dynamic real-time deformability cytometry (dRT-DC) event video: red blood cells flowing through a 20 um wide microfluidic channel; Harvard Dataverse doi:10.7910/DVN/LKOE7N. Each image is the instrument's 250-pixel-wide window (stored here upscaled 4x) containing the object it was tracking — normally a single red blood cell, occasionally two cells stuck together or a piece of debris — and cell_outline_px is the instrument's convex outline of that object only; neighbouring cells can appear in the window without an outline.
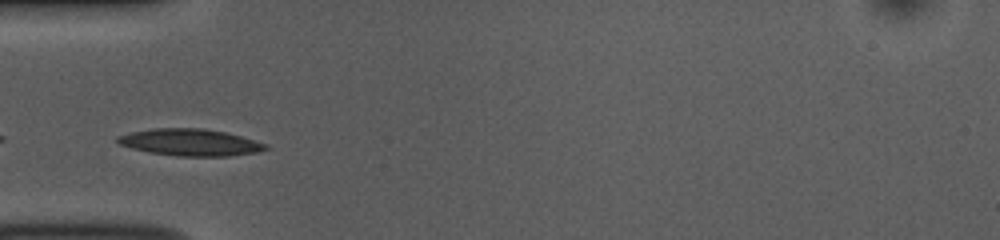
{"species": "common noctule bat (a hibernating species)", "species_latin": "Nyctalus noctula", "temperature_condition": "room temperature", "stored_images_in_passage": 42, "camera_frame_rate_fps": 3000, "um_per_image_px": 0.085, "animal": {"sex": "female", "body_mass_g": 10.0, "forearm_length_mm": 53.1}, "frame": {"image": 1, "passage_image": 6, "time_ms": 1.667, "image_size_px": [1000, 240], "cell_outline_px": [[268, 148], [256, 152], [228, 156], [180, 156], [148, 152], [132, 148], [120, 144], [116, 140], [116, 136], [132, 132], [152, 128], [204, 128], [224, 132], [240, 136], [268, 144]], "centroid_in_image_um": [16.15, 12.09], "position_along_channel_um": 68.8, "area_um2": 23.0}}
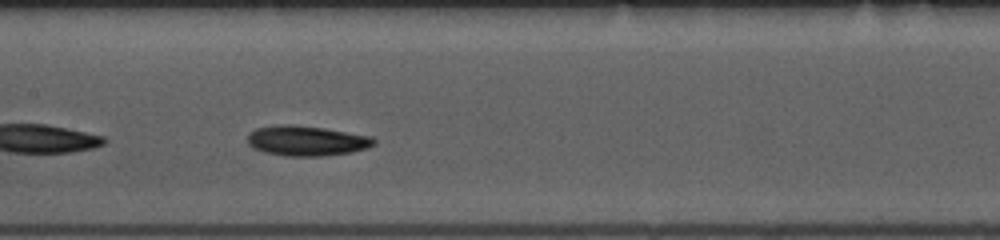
{"frame": {"image": 2, "passage_image": 15, "time_ms": 4.667, "image_size_px": [1000, 240], "cell_outline_px": [[376, 144], [368, 148], [352, 152], [320, 156], [288, 156], [264, 152], [252, 148], [248, 144], [248, 132], [256, 128], [280, 124], [292, 124], [324, 128], [372, 136], [376, 140]], "centroid_in_image_um": [26.06, 11.96], "position_along_channel_um": 181.3, "area_um2": 22.37}}
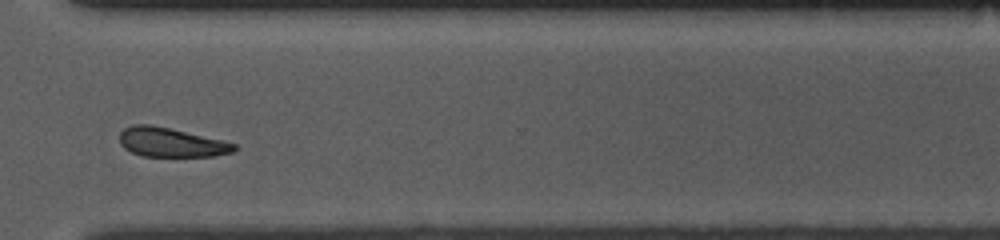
{"frame": {"image": 3, "passage_image": 29, "time_ms": 9.333, "image_size_px": [1000, 240], "cell_outline_px": [[236, 148], [232, 152], [216, 156], [140, 156], [124, 148], [120, 144], [120, 132], [124, 128], [132, 124], [152, 124], [224, 140], [236, 144]], "centroid_in_image_um": [14.53, 12.09], "position_along_channel_um": 356.1, "area_um2": 19.65}, "authors_computed_cell_mechanics": {"area_um2": 20.8947, "velocity_mm_per_s": 3.7405, "shape_relaxation_time_tau1_ms": 2.5327, "shape_relaxation_time_tau2_ms": null, "deformation_change_tau1": 0.109, "deformation_change_tau2": null}}